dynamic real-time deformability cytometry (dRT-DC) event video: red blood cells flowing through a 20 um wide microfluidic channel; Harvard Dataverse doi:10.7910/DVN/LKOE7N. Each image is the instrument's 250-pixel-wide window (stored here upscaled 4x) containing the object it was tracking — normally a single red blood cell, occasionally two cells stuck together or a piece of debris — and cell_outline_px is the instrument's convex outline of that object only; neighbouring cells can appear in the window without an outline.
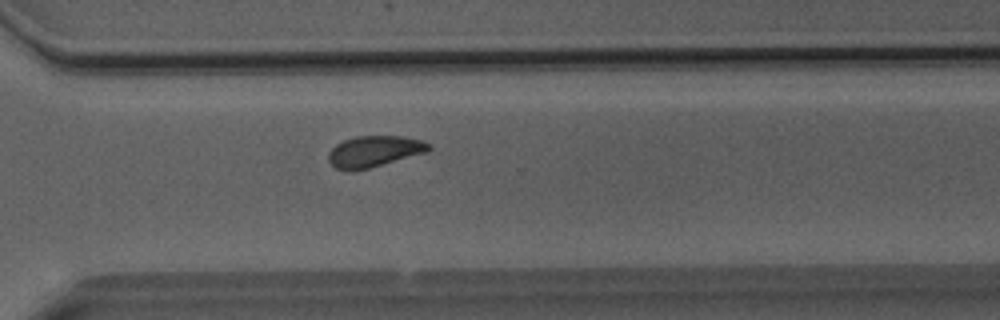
{"species": "Egyptian fruit bat (a non-hibernating species)", "species_latin": "Rousettus aegyptiacus", "temperature_condition": "room temperature", "stored_images_in_passage": 36, "camera_frame_rate_fps": 3000, "um_per_image_px": 0.085, "animal": {"sex": "male"}, "frame": {"image": 1, "passage_image": 22, "time_ms": 7.0, "image_size_px": [1000, 320], "cell_outline_px": [[432, 148], [428, 152], [368, 168], [352, 172], [348, 172], [336, 168], [328, 160], [328, 152], [336, 144], [344, 140], [356, 136], [404, 136], [424, 140], [432, 144]], "centroid_in_image_um": [31.84, 12.86], "position_along_channel_um": 338.8, "area_um2": 18.5}}
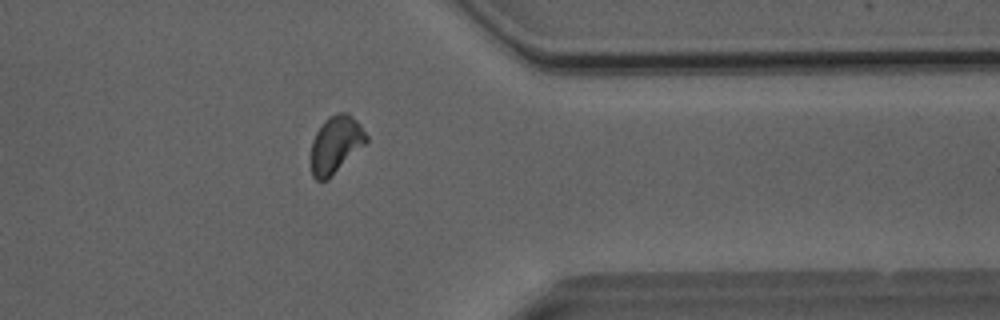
{"frame": {"image": 2, "passage_image": 26, "time_ms": 8.333, "image_size_px": [1000, 320], "cell_outline_px": [[368, 140], [328, 180], [316, 180], [312, 176], [312, 140], [316, 132], [324, 120], [328, 116], [336, 112], [348, 112], [360, 124], [368, 136]], "centroid_in_image_um": [28.53, 12.25], "position_along_channel_um": 382.9, "area_um2": 18.32}}
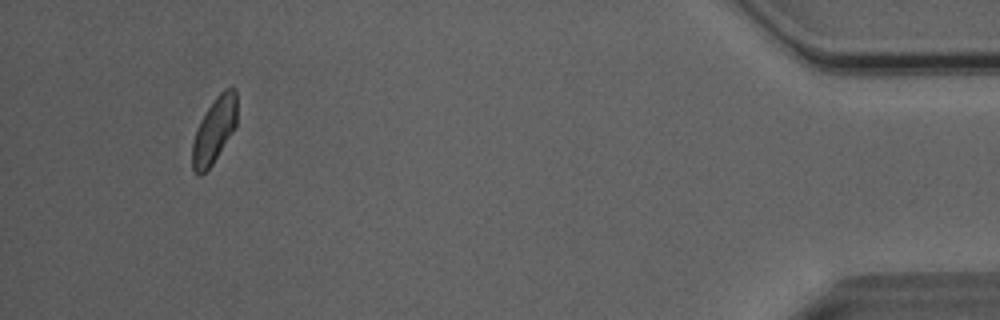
{"frame": {"image": 3, "passage_image": 33, "time_ms": 10.667, "image_size_px": [1000, 320], "cell_outline_px": [[236, 128], [212, 164], [200, 176], [192, 168], [192, 144], [196, 128], [200, 120], [216, 96], [224, 88], [236, 88]], "centroid_in_image_um": [18.21, 11.06], "position_along_channel_um": 417.0, "area_um2": 17.05}, "authors_computed_cell_mechanics": {"area_um2": 18.1781, "velocity_mm_per_s": 4.03, "shape_relaxation_time_tau1_ms": 2.7492, "shape_relaxation_time_tau2_ms": 1.6635, "deformation_change_tau1": 0.0959, "deformation_change_tau2": 0.0773}}